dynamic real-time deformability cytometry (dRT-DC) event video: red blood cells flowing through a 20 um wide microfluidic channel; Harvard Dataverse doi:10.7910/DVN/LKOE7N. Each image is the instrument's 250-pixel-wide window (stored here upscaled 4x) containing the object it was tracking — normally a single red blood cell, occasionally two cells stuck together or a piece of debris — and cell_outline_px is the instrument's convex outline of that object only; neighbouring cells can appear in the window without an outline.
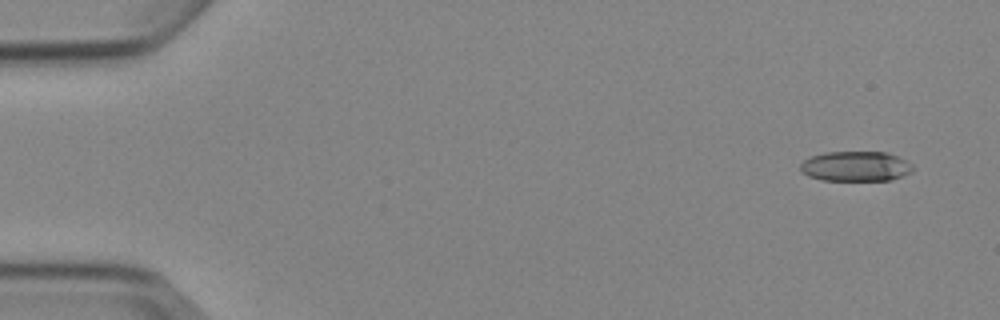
{"species": "Egyptian fruit bat (a non-hibernating species)", "species_latin": "Rousettus aegyptiacus", "temperature_condition": "cold", "stored_images_in_passage": 7, "camera_frame_rate_fps": 3000, "um_per_image_px": 0.085, "animal": {"sex": "female"}, "frame": {"image": 1, "passage_image": 1, "time_ms": 0.0, "image_size_px": [1000, 320], "cell_outline_px": [[916, 168], [912, 172], [892, 180], [820, 180], [808, 176], [800, 172], [800, 164], [804, 160], [812, 156], [824, 152], [888, 152], [912, 164]], "centroid_in_image_um": [72.73, 14.14], "position_along_channel_um": 12.3, "area_um2": 19.83}}
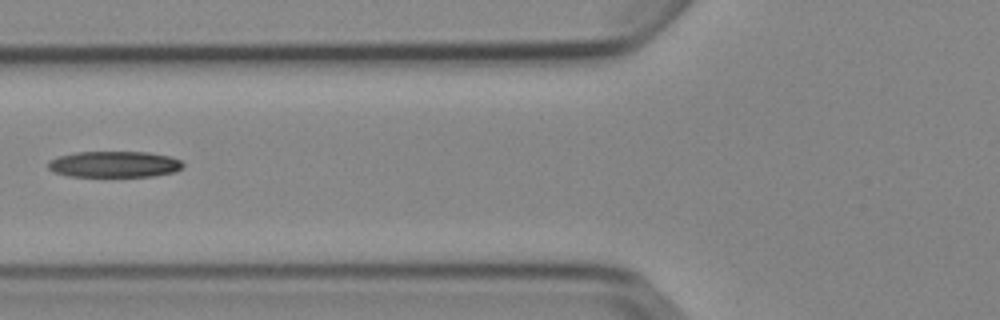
{"frame": {"image": 2, "passage_image": 6, "time_ms": 6.0, "image_size_px": [1000, 320], "cell_outline_px": [[184, 164], [176, 172], [152, 176], [68, 176], [52, 172], [48, 168], [48, 160], [56, 156], [76, 152], [148, 152], [172, 156], [180, 160]], "centroid_in_image_um": [9.69, 13.96], "position_along_channel_um": 116.1, "area_um2": 20.75}}
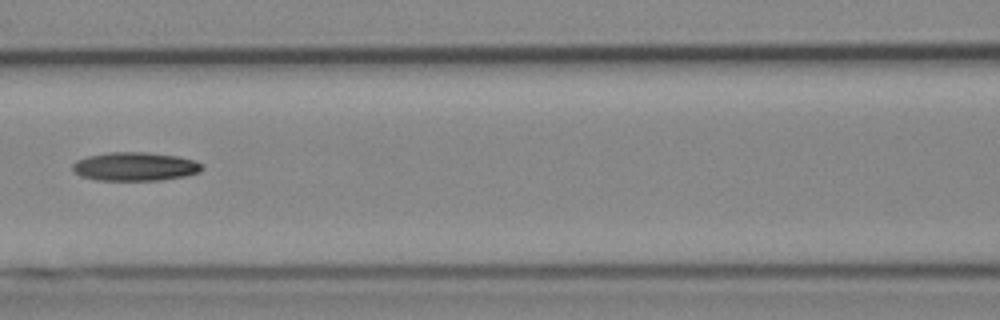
{"frame": {"image": 3, "passage_image": 7, "time_ms": 7.0, "image_size_px": [1000, 320], "cell_outline_px": [[204, 168], [200, 172], [188, 176], [160, 180], [96, 180], [80, 176], [72, 168], [72, 164], [76, 160], [88, 156], [108, 152], [148, 152], [176, 156], [196, 160], [204, 164]], "centroid_in_image_um": [11.52, 14.15], "position_along_channel_um": 155.1, "area_um2": 21.85}}